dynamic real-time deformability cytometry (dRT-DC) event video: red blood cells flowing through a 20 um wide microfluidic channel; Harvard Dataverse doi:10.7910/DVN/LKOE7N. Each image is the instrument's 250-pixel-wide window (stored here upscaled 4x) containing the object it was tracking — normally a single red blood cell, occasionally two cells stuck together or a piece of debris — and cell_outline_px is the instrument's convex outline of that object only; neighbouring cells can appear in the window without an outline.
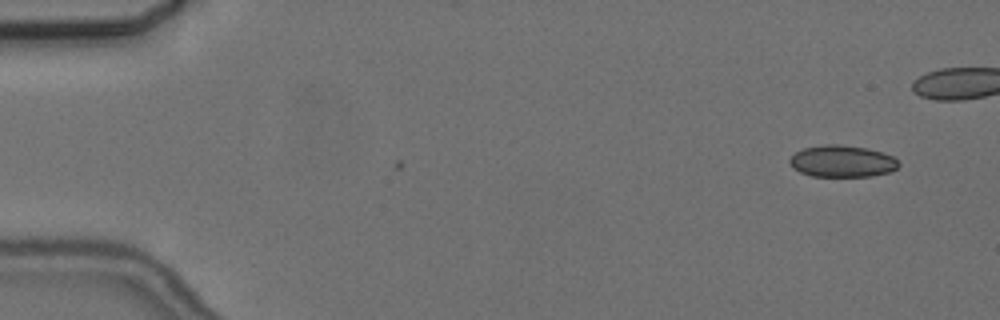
{"species": "common noctule bat (a hibernating species)", "species_latin": "Nyctalus noctula", "temperature_condition": "cold", "stored_images_in_passage": 4, "camera_frame_rate_fps": 3000, "um_per_image_px": 0.085, "animal": {"sex": "female", "body_mass_g": 24.6, "forearm_length_mm": 56.2}, "frame": {"image": 1, "passage_image": 4, "time_ms": 1.0, "image_size_px": [1000, 320], "cell_outline_px": [[900, 164], [892, 172], [872, 176], [812, 176], [800, 172], [792, 168], [788, 160], [796, 152], [804, 148], [824, 144], [836, 144], [868, 148], [884, 152], [892, 156]], "centroid_in_image_um": [71.59, 13.7], "position_along_channel_um": 13.4, "area_um2": 20.29}}